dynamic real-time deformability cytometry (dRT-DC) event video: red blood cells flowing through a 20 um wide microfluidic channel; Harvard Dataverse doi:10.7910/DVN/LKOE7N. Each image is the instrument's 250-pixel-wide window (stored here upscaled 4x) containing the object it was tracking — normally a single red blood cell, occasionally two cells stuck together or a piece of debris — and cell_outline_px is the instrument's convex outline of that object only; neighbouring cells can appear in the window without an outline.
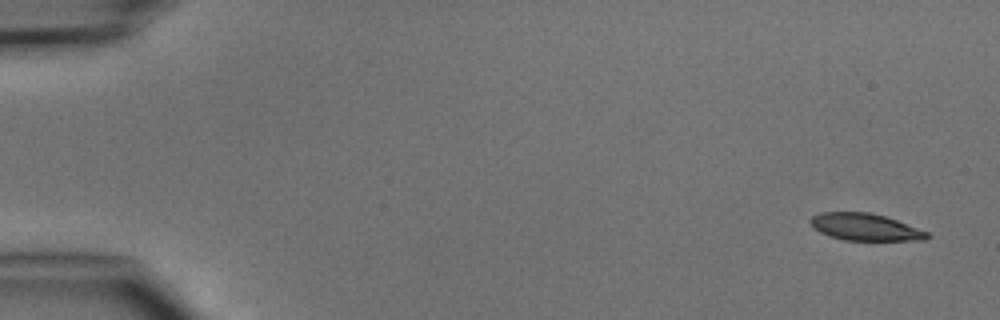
{"species": "common noctule bat (a hibernating species)", "species_latin": "Nyctalus noctula", "temperature_condition": "cold", "stored_images_in_passage": 5, "camera_frame_rate_fps": 3000, "um_per_image_px": 0.085, "animal": {"sex": "male", "body_mass_g": 15.6}, "frame": {"image": 1, "passage_image": 1, "time_ms": 0.0, "image_size_px": [1000, 320], "cell_outline_px": [[932, 236], [924, 240], [844, 240], [820, 232], [812, 228], [808, 220], [812, 216], [820, 212], [868, 212], [884, 216], [896, 220], [928, 232]], "centroid_in_image_um": [73.5, 19.29], "position_along_channel_um": 11.5, "area_um2": 18.32}}
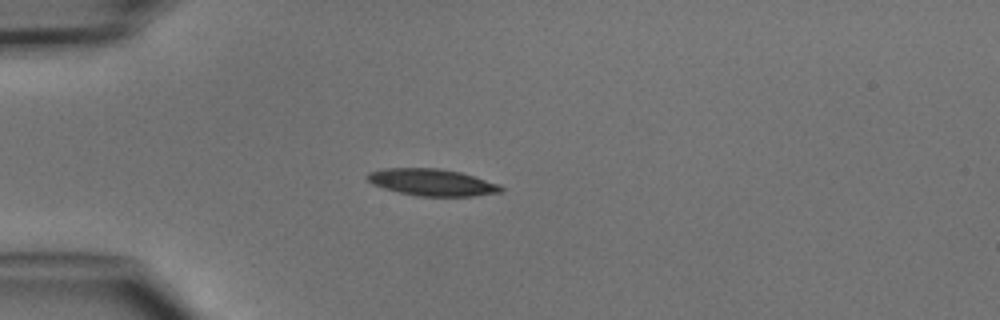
{"frame": {"image": 2, "passage_image": 4, "time_ms": 3.667, "image_size_px": [1000, 320], "cell_outline_px": [[504, 192], [472, 196], [416, 196], [384, 188], [372, 184], [364, 176], [368, 172], [384, 168], [440, 168], [460, 172], [500, 184], [504, 188]], "centroid_in_image_um": [36.73, 15.49], "position_along_channel_um": 48.3, "area_um2": 21.04}}